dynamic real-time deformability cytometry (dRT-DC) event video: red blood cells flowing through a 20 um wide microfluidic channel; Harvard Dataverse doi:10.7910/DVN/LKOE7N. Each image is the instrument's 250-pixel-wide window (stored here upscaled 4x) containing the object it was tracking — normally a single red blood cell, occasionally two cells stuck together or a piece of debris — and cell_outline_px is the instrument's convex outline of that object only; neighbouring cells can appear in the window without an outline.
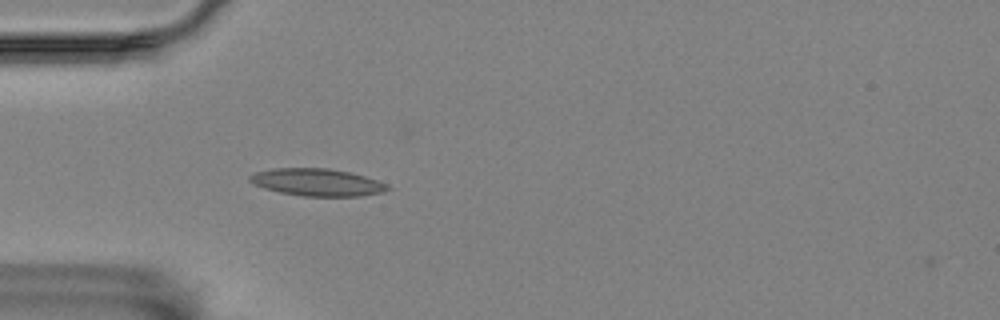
{"species": "Egyptian fruit bat (a non-hibernating species)", "species_latin": "Rousettus aegyptiacus", "temperature_condition": "room temperature", "stored_images_in_passage": 43, "camera_frame_rate_fps": 3000, "um_per_image_px": 0.085, "animal": {"sex": "female"}, "frame": {"image": 1, "passage_image": 6, "time_ms": 1.667, "image_size_px": [1000, 320], "cell_outline_px": [[392, 188], [380, 192], [360, 196], [300, 196], [280, 192], [264, 188], [248, 180], [248, 176], [256, 172], [272, 168], [328, 168], [348, 172], [364, 176], [388, 184]], "centroid_in_image_um": [26.94, 15.49], "position_along_channel_um": 58.1, "area_um2": 21.79}}
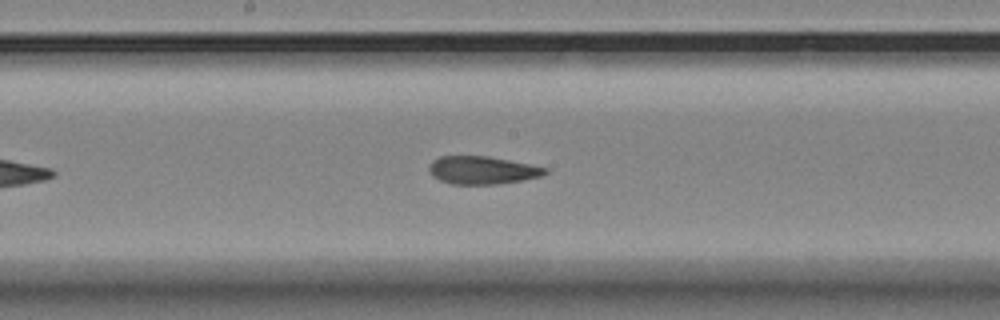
{"frame": {"image": 2, "passage_image": 19, "time_ms": 6.0, "image_size_px": [1000, 320], "cell_outline_px": [[548, 172], [540, 176], [520, 180], [496, 184], [452, 184], [440, 180], [432, 176], [428, 168], [432, 160], [440, 156], [488, 156], [548, 168]], "centroid_in_image_um": [40.95, 14.46], "position_along_channel_um": 207.3, "area_um2": 18.67}}
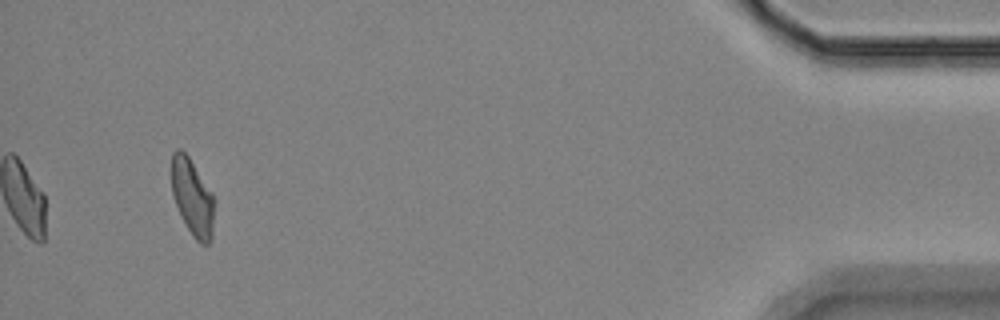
{"frame": {"image": 3, "passage_image": 43, "time_ms": 14.0, "image_size_px": [1000, 320], "cell_outline_px": [[212, 240], [208, 244], [200, 244], [192, 236], [180, 216], [172, 192], [172, 152], [176, 148], [180, 148], [188, 156], [212, 192]], "centroid_in_image_um": [16.33, 16.78], "position_along_channel_um": 418.9, "area_um2": 18.79}, "authors_computed_cell_mechanics": {"area_um2": 19.5942, "velocity_mm_per_s": 3.5149, "shape_relaxation_time_tau1_ms": null, "shape_relaxation_time_tau2_ms": 2.6584, "deformation_change_tau1": null, "deformation_change_tau2": 0.1028}}